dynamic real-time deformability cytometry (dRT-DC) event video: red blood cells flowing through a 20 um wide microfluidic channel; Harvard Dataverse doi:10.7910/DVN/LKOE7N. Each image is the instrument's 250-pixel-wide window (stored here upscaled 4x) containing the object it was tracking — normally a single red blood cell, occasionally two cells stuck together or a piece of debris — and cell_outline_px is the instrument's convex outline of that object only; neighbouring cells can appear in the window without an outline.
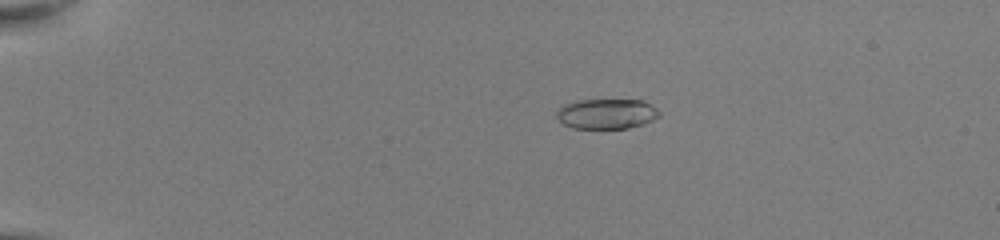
{"species": "common noctule bat (a hibernating species)", "species_latin": "Nyctalus noctula", "temperature_condition": "room temperature", "stored_images_in_passage": 9, "camera_frame_rate_fps": 3000, "um_per_image_px": 0.085, "animal": {"sex": "female", "body_mass_g": 22.0, "forearm_length_mm": 56.7}, "frame": {"image": 1, "passage_image": 2, "time_ms": 0.333, "image_size_px": [1000, 240], "cell_outline_px": [[660, 116], [644, 124], [628, 128], [572, 128], [564, 124], [556, 116], [556, 112], [564, 104], [576, 100], [644, 100], [652, 104], [660, 112]], "centroid_in_image_um": [51.59, 9.67], "position_along_channel_um": 33.4, "area_um2": 18.09}}